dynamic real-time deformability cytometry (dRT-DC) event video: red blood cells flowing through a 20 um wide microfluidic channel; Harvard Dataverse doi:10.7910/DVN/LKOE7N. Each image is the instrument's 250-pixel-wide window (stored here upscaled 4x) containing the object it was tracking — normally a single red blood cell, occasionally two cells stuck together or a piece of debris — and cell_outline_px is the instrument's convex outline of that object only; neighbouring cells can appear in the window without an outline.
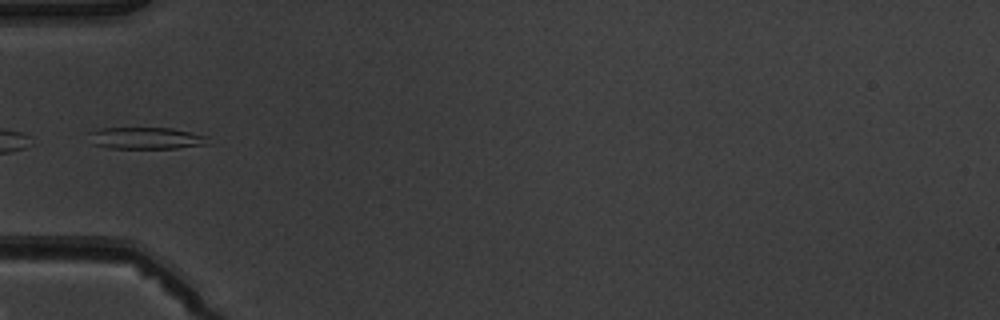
{"species": "common noctule bat (a hibernating species)", "species_latin": "Nyctalus noctula", "temperature_condition": "warm", "stored_images_in_passage": 5, "camera_frame_rate_fps": 3000, "um_per_image_px": 0.085, "animal": {"sex": "male", "body_mass_g": 19.5, "forearm_length_mm": 54.6}, "frame": {"image": 1, "passage_image": 5, "time_ms": 5.667, "image_size_px": [1000, 320], "cell_outline_px": [[208, 144], [176, 148], [108, 148], [92, 144], [88, 132], [100, 128], [172, 128], [208, 136]], "centroid_in_image_um": [12.39, 11.74], "position_along_channel_um": 72.6, "area_um2": 15.14}}